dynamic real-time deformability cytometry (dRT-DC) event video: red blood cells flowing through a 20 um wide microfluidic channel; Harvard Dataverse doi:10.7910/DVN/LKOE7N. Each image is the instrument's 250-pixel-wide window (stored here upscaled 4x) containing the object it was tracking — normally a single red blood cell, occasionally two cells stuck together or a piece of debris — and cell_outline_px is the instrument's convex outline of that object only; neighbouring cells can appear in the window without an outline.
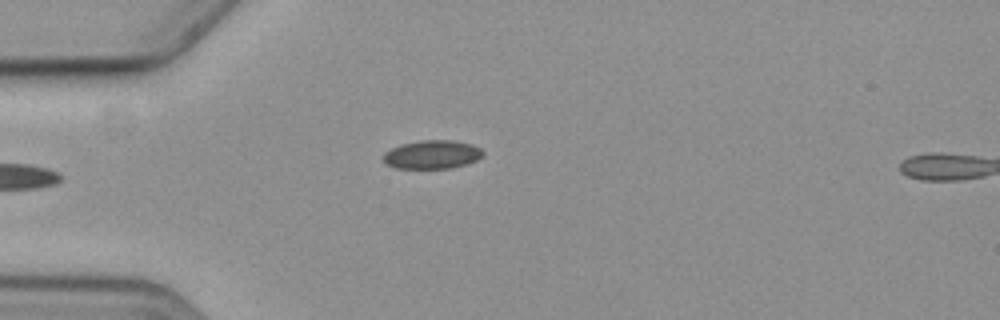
{"species": "common noctule bat (a hibernating species)", "species_latin": "Nyctalus noctula", "temperature_condition": "cold", "stored_images_in_passage": 4, "camera_frame_rate_fps": 3000, "um_per_image_px": 0.085, "animal": {"sex": "female", "body_mass_g": 19.3, "forearm_length_mm": 54.1}, "frame": {"image": 1, "passage_image": 4, "time_ms": 4.333, "image_size_px": [1000, 320], "cell_outline_px": [[484, 156], [468, 164], [452, 168], [396, 168], [388, 164], [384, 160], [384, 152], [400, 144], [420, 140], [452, 140], [472, 144], [480, 148], [484, 152]], "centroid_in_image_um": [36.77, 13.13], "position_along_channel_um": 48.2, "area_um2": 16.65}}